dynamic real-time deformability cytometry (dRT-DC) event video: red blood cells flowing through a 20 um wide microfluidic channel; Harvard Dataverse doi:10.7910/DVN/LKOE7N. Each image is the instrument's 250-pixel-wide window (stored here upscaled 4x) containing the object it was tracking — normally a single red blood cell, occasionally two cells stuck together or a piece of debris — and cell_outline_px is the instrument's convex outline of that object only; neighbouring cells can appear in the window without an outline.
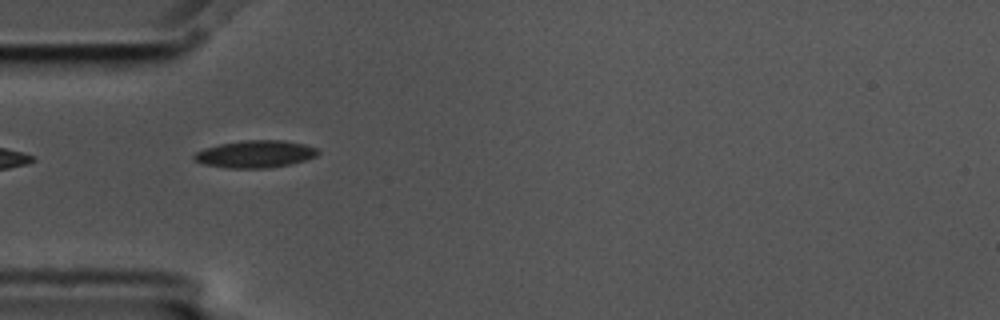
{"species": "common noctule bat (a hibernating species)", "species_latin": "Nyctalus noctula", "temperature_condition": "cold", "stored_images_in_passage": 10, "camera_frame_rate_fps": 3000, "um_per_image_px": 0.085, "animal": {"sex": "male", "body_mass_g": 17.5, "forearm_length_mm": 52.3}, "frame": {"image": 1, "passage_image": 5, "time_ms": 1.333, "image_size_px": [1000, 320], "cell_outline_px": [[320, 152], [316, 156], [304, 160], [288, 164], [268, 168], [224, 168], [204, 164], [192, 160], [192, 156], [196, 152], [204, 148], [220, 144], [244, 140], [284, 140], [304, 144], [316, 148]], "centroid_in_image_um": [21.66, 13.09], "position_along_channel_um": 63.3, "area_um2": 19.71}}